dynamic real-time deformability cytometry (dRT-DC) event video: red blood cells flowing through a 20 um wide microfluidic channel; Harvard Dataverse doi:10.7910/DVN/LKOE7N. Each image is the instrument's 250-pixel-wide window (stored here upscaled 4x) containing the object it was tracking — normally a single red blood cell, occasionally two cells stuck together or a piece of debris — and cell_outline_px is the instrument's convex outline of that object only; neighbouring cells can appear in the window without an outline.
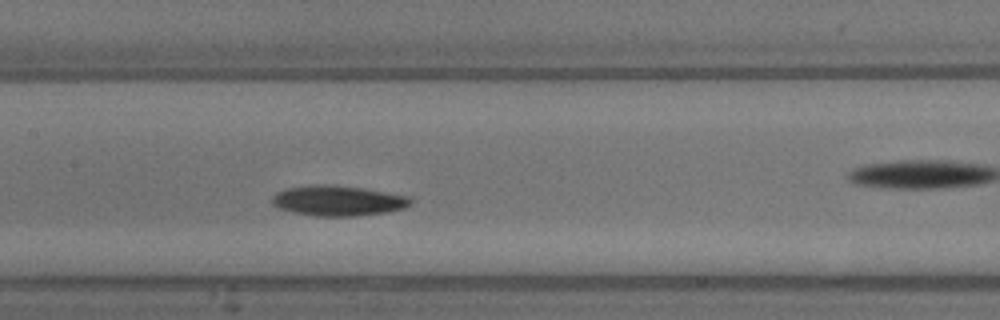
{"species": "common noctule bat (a hibernating species)", "species_latin": "Nyctalus noctula", "temperature_condition": "warm", "stored_images_in_passage": 7, "camera_frame_rate_fps": 3000, "um_per_image_px": 0.085, "animal": {"sex": "male", "body_mass_g": 13.3}, "frame": {"image": 1, "passage_image": 6, "time_ms": 1.667, "image_size_px": [1000, 320], "cell_outline_px": [[412, 204], [404, 208], [388, 212], [356, 216], [312, 216], [292, 212], [276, 208], [272, 204], [272, 196], [276, 192], [288, 188], [312, 184], [324, 184], [364, 188], [412, 196]], "centroid_in_image_um": [28.74, 17.06], "position_along_channel_um": 178.7, "area_um2": 24.85}}